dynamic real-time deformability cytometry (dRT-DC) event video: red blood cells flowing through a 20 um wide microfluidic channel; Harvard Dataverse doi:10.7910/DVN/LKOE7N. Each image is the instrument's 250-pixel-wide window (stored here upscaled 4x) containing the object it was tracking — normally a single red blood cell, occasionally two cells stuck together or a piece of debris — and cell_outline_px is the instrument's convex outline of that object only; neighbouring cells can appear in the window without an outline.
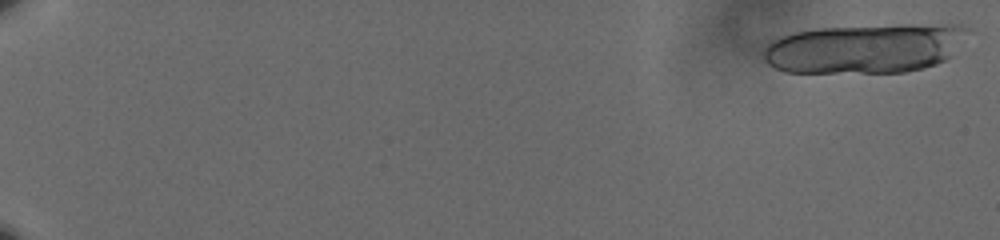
{"species": "human", "species_latin": "Homo sapiens", "temperature_condition": "cold", "stored_images_in_passage": 27, "segment_of_instrument_passage": [1, 2], "camera_frame_rate_fps": 3000, "um_per_image_px": 0.085, "donor": {"sex": "male"}, "frame": {"image": 1, "passage_image": 1, "time_ms": 0.0, "image_size_px": [1000, 240], "cell_outline_px": [[964, 28], [948, 56], [944, 60], [936, 64], [924, 68], [904, 72], [784, 72], [768, 64], [764, 60], [764, 48], [776, 36], [816, 28], [900, 24], [960, 24]], "centroid_in_image_um": [73.37, 4.11], "position_along_channel_um": 11.6, "area_um2": 58.2}}
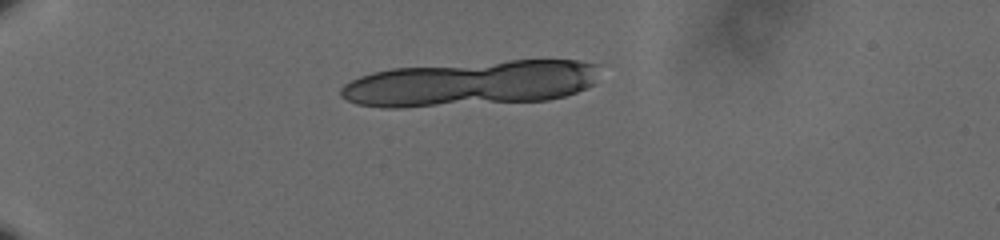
{"frame": {"image": 2, "passage_image": 17, "time_ms": 5.333, "image_size_px": [1000, 240], "cell_outline_px": [[600, 64], [592, 84], [576, 92], [564, 96], [548, 100], [400, 108], [384, 108], [356, 104], [340, 96], [340, 88], [344, 84], [360, 76], [372, 72], [392, 68], [512, 60], [576, 60]], "centroid_in_image_um": [39.97, 7.1], "position_along_channel_um": 45.0, "area_um2": 68.38}}